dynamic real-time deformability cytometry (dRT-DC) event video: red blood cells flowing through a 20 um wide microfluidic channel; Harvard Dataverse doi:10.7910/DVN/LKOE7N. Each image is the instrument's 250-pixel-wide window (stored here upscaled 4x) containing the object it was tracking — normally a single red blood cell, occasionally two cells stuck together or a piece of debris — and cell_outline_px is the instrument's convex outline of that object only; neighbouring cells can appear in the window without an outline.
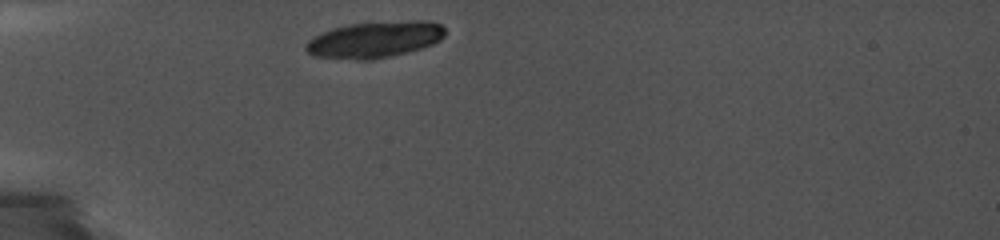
{"species": "common noctule bat (a hibernating species)", "species_latin": "Nyctalus noctula", "temperature_condition": "cold", "stored_images_in_passage": 3, "camera_frame_rate_fps": 5000, "um_per_image_px": 0.085, "animal": {"sex": "female", "body_mass_g": 19.0, "forearm_length_mm": 56.7}, "frame": {"image": 1, "passage_image": 1, "time_ms": 0.0, "image_size_px": [1000, 240], "cell_outline_px": [[444, 36], [440, 40], [432, 44], [420, 48], [372, 60], [356, 60], [312, 56], [304, 48], [304, 44], [308, 40], [332, 28], [348, 24], [412, 20], [428, 20], [440, 24], [444, 28]], "centroid_in_image_um": [31.82, 3.36], "position_along_channel_um": 53.2, "area_um2": 29.36}}